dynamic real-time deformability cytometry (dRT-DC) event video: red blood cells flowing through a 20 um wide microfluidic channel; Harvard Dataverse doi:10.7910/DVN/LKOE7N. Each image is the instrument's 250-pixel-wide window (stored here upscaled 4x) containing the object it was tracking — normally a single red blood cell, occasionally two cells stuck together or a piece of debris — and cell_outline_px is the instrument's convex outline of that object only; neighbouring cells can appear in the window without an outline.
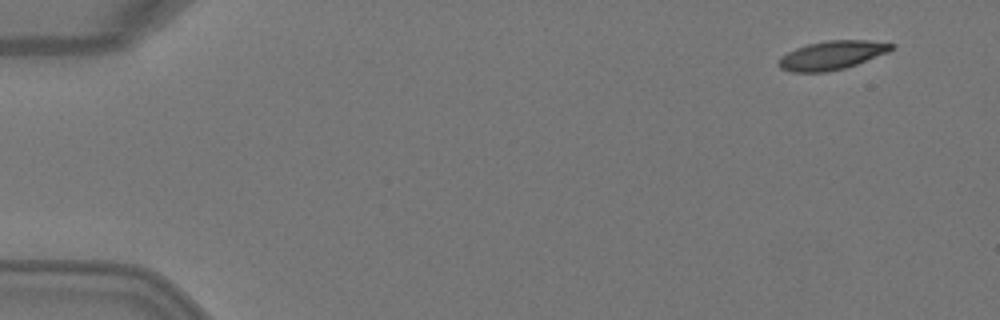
{"species": "Egyptian fruit bat (a non-hibernating species)", "species_latin": "Rousettus aegyptiacus", "temperature_condition": "warm", "stored_images_in_passage": 4, "camera_frame_rate_fps": 3000, "um_per_image_px": 0.085, "animal": {"sex": "female"}, "frame": {"image": 1, "passage_image": 1, "time_ms": 0.0, "image_size_px": [1000, 320], "cell_outline_px": [[896, 44], [888, 52], [856, 64], [844, 68], [828, 72], [792, 72], [780, 68], [776, 64], [780, 56], [796, 48], [808, 44], [828, 40], [868, 40]], "centroid_in_image_um": [70.67, 4.7], "position_along_channel_um": 14.3, "area_um2": 18.84}}
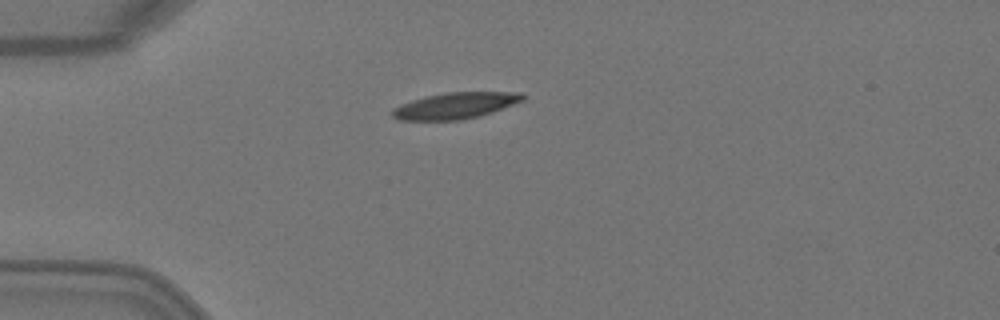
{"frame": {"image": 2, "passage_image": 4, "time_ms": 1.0, "image_size_px": [1000, 320], "cell_outline_px": [[524, 100], [492, 112], [480, 116], [460, 120], [400, 120], [392, 116], [392, 108], [400, 104], [412, 100], [428, 96], [448, 92], [524, 92]], "centroid_in_image_um": [38.71, 8.98], "position_along_channel_um": 46.3, "area_um2": 19.88}}